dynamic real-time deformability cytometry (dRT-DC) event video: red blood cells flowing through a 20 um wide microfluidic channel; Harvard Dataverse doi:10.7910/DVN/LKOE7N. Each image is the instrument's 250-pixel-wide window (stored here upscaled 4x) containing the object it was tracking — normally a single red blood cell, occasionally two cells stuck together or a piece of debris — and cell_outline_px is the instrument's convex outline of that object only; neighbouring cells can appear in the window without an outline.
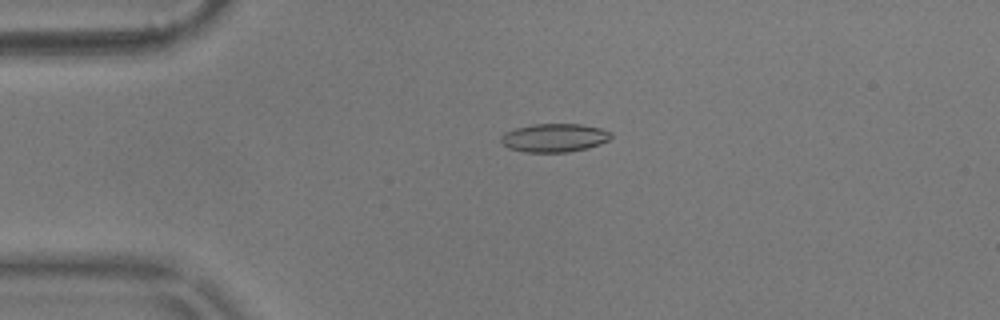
{"species": "common noctule bat (a hibernating species)", "species_latin": "Nyctalus noctula", "temperature_condition": "warm", "stored_images_in_passage": 56, "camera_frame_rate_fps": 3000, "um_per_image_px": 0.085, "animal": {"sex": "male", "body_mass_g": 17.9}, "frame": {"image": 1, "passage_image": 13, "time_ms": 4.0, "image_size_px": [1000, 320], "cell_outline_px": [[612, 136], [608, 140], [600, 144], [588, 148], [568, 152], [524, 152], [508, 148], [500, 140], [500, 136], [504, 132], [516, 128], [532, 124], [580, 124], [600, 128], [612, 132]], "centroid_in_image_um": [47.11, 11.71], "position_along_channel_um": 37.9, "area_um2": 18.32}}
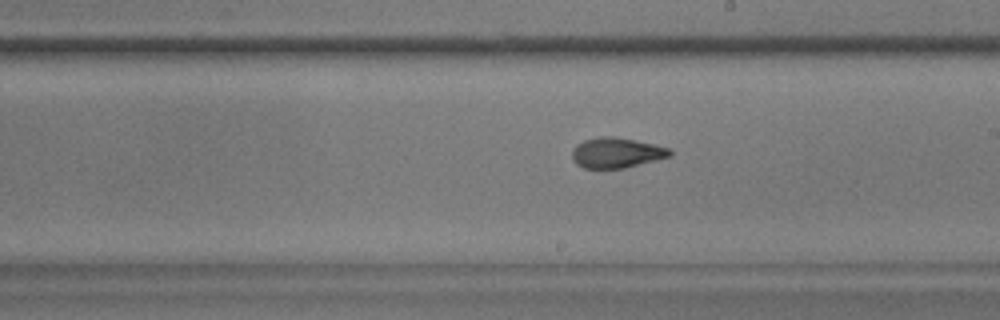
{"frame": {"image": 2, "passage_image": 32, "time_ms": 10.333, "image_size_px": [1000, 320], "cell_outline_px": [[672, 156], [624, 168], [584, 168], [576, 164], [572, 160], [572, 148], [576, 144], [584, 140], [600, 136], [616, 136], [636, 140], [668, 148], [672, 152]], "centroid_in_image_um": [52.36, 12.98], "position_along_channel_um": 236.6, "area_um2": 17.34}}
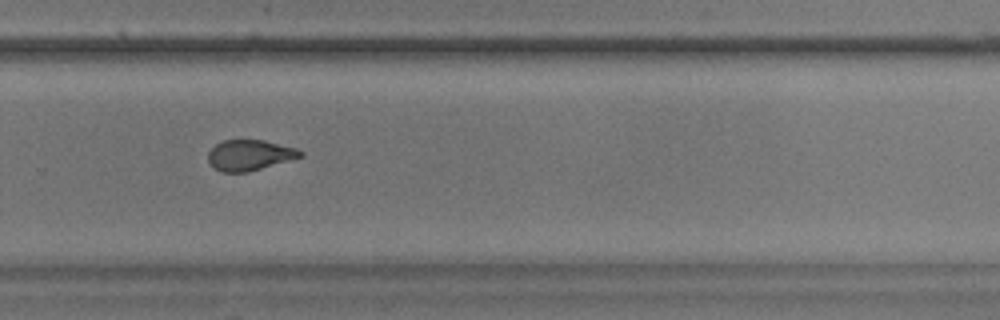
{"frame": {"image": 3, "passage_image": 38, "time_ms": 12.333, "image_size_px": [1000, 320], "cell_outline_px": [[304, 156], [248, 172], [220, 172], [208, 160], [208, 152], [216, 144], [224, 140], [264, 140], [296, 148], [304, 152]], "centroid_in_image_um": [21.24, 13.18], "position_along_channel_um": 308.6, "area_um2": 16.36}, "authors_computed_cell_mechanics": {"area_um2": 17.6868, "velocity_mm_per_s": 3.6089, "shape_relaxation_time_tau1_ms": 5.4976, "shape_relaxation_time_tau2_ms": 1.6948, "deformation_change_tau1": 0.1475, "deformation_change_tau2": 0.0817}}